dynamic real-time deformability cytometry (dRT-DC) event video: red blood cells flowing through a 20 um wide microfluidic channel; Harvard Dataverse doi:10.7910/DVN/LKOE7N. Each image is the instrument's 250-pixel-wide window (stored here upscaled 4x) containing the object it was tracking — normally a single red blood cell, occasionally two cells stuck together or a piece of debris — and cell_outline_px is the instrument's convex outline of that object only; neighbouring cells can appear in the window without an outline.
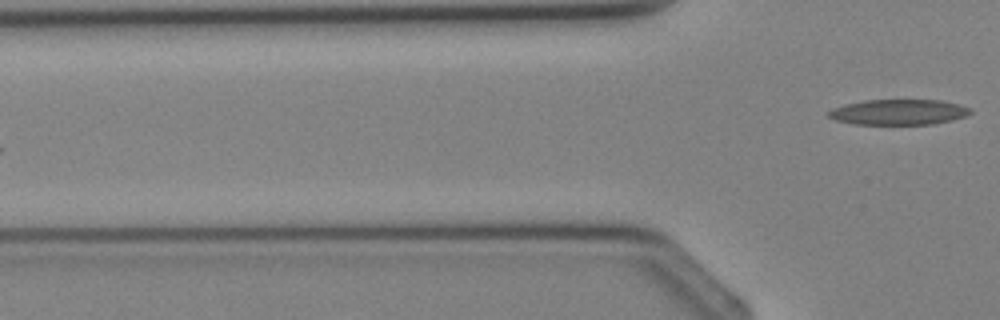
{"species": "Egyptian fruit bat (a non-hibernating species)", "species_latin": "Rousettus aegyptiacus", "temperature_condition": "cold", "stored_images_in_passage": 5, "camera_frame_rate_fps": 3000, "um_per_image_px": 0.085, "animal": {"sex": "female"}, "frame": {"image": 1, "passage_image": 5, "time_ms": 4.667, "image_size_px": [1000, 320], "cell_outline_px": [[972, 112], [964, 116], [952, 120], [932, 124], [852, 124], [836, 120], [828, 116], [828, 112], [832, 108], [844, 104], [864, 100], [940, 100], [960, 104], [972, 108]], "centroid_in_image_um": [76.38, 9.52], "position_along_channel_um": 49.4, "area_um2": 21.1}}